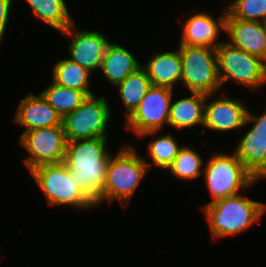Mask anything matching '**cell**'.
I'll list each match as a JSON object with an SVG mask.
<instances>
[{
	"label": "cell",
	"instance_id": "ffe728a7",
	"mask_svg": "<svg viewBox=\"0 0 266 267\" xmlns=\"http://www.w3.org/2000/svg\"><path fill=\"white\" fill-rule=\"evenodd\" d=\"M33 15L58 32L65 31L73 22L65 0H24Z\"/></svg>",
	"mask_w": 266,
	"mask_h": 267
},
{
	"label": "cell",
	"instance_id": "d4e9b609",
	"mask_svg": "<svg viewBox=\"0 0 266 267\" xmlns=\"http://www.w3.org/2000/svg\"><path fill=\"white\" fill-rule=\"evenodd\" d=\"M183 145H179L171 133L160 135L149 142L148 155L152 163L145 160L148 168L154 164L157 168L167 170Z\"/></svg>",
	"mask_w": 266,
	"mask_h": 267
},
{
	"label": "cell",
	"instance_id": "5bb4252c",
	"mask_svg": "<svg viewBox=\"0 0 266 267\" xmlns=\"http://www.w3.org/2000/svg\"><path fill=\"white\" fill-rule=\"evenodd\" d=\"M223 16L213 17L207 12H200L187 18L182 27L179 45L217 48L223 42H218L221 31H226L227 9Z\"/></svg>",
	"mask_w": 266,
	"mask_h": 267
},
{
	"label": "cell",
	"instance_id": "ba28073f",
	"mask_svg": "<svg viewBox=\"0 0 266 267\" xmlns=\"http://www.w3.org/2000/svg\"><path fill=\"white\" fill-rule=\"evenodd\" d=\"M108 100L101 95L88 96L73 112L62 119L67 142L93 138H108L107 125L110 118Z\"/></svg>",
	"mask_w": 266,
	"mask_h": 267
},
{
	"label": "cell",
	"instance_id": "9c48e42d",
	"mask_svg": "<svg viewBox=\"0 0 266 267\" xmlns=\"http://www.w3.org/2000/svg\"><path fill=\"white\" fill-rule=\"evenodd\" d=\"M173 97V89L152 85L127 118L125 128L139 139L155 136L164 125L168 126Z\"/></svg>",
	"mask_w": 266,
	"mask_h": 267
},
{
	"label": "cell",
	"instance_id": "6da1fadb",
	"mask_svg": "<svg viewBox=\"0 0 266 267\" xmlns=\"http://www.w3.org/2000/svg\"><path fill=\"white\" fill-rule=\"evenodd\" d=\"M107 138L67 142L63 163L69 168L76 185L96 204H102V194L109 161L113 154L106 148Z\"/></svg>",
	"mask_w": 266,
	"mask_h": 267
},
{
	"label": "cell",
	"instance_id": "83f0119b",
	"mask_svg": "<svg viewBox=\"0 0 266 267\" xmlns=\"http://www.w3.org/2000/svg\"><path fill=\"white\" fill-rule=\"evenodd\" d=\"M262 25L264 27V30L266 31V16L265 18L262 20Z\"/></svg>",
	"mask_w": 266,
	"mask_h": 267
},
{
	"label": "cell",
	"instance_id": "4fadbf2b",
	"mask_svg": "<svg viewBox=\"0 0 266 267\" xmlns=\"http://www.w3.org/2000/svg\"><path fill=\"white\" fill-rule=\"evenodd\" d=\"M76 29L73 22L65 31L64 36L71 38L68 46L70 60L86 68L90 72L100 69L103 56L110 41L103 33Z\"/></svg>",
	"mask_w": 266,
	"mask_h": 267
},
{
	"label": "cell",
	"instance_id": "ac0fdd59",
	"mask_svg": "<svg viewBox=\"0 0 266 267\" xmlns=\"http://www.w3.org/2000/svg\"><path fill=\"white\" fill-rule=\"evenodd\" d=\"M141 63L126 48L109 43L103 56L100 70L113 86L123 82L130 74L141 67Z\"/></svg>",
	"mask_w": 266,
	"mask_h": 267
},
{
	"label": "cell",
	"instance_id": "30bf717a",
	"mask_svg": "<svg viewBox=\"0 0 266 267\" xmlns=\"http://www.w3.org/2000/svg\"><path fill=\"white\" fill-rule=\"evenodd\" d=\"M18 142L29 153L23 162L29 171L41 165L64 161L67 140L63 125L22 132Z\"/></svg>",
	"mask_w": 266,
	"mask_h": 267
},
{
	"label": "cell",
	"instance_id": "484cf974",
	"mask_svg": "<svg viewBox=\"0 0 266 267\" xmlns=\"http://www.w3.org/2000/svg\"><path fill=\"white\" fill-rule=\"evenodd\" d=\"M226 9L234 19L262 22L266 16V0H234Z\"/></svg>",
	"mask_w": 266,
	"mask_h": 267
},
{
	"label": "cell",
	"instance_id": "5b68a950",
	"mask_svg": "<svg viewBox=\"0 0 266 267\" xmlns=\"http://www.w3.org/2000/svg\"><path fill=\"white\" fill-rule=\"evenodd\" d=\"M204 181L213 203L228 196L237 195L259 181L238 159L235 153H213L205 164Z\"/></svg>",
	"mask_w": 266,
	"mask_h": 267
},
{
	"label": "cell",
	"instance_id": "cb8c5ba5",
	"mask_svg": "<svg viewBox=\"0 0 266 267\" xmlns=\"http://www.w3.org/2000/svg\"><path fill=\"white\" fill-rule=\"evenodd\" d=\"M166 171L183 181H192L203 175L204 161L197 151L183 145Z\"/></svg>",
	"mask_w": 266,
	"mask_h": 267
},
{
	"label": "cell",
	"instance_id": "2e32d148",
	"mask_svg": "<svg viewBox=\"0 0 266 267\" xmlns=\"http://www.w3.org/2000/svg\"><path fill=\"white\" fill-rule=\"evenodd\" d=\"M13 121L25 128L23 132L62 125V117L47 102L43 95L41 93L35 95L31 92L19 102Z\"/></svg>",
	"mask_w": 266,
	"mask_h": 267
},
{
	"label": "cell",
	"instance_id": "52a82bcc",
	"mask_svg": "<svg viewBox=\"0 0 266 267\" xmlns=\"http://www.w3.org/2000/svg\"><path fill=\"white\" fill-rule=\"evenodd\" d=\"M216 54L221 86L232 80L254 91L266 83V63L260 58L226 41L216 48Z\"/></svg>",
	"mask_w": 266,
	"mask_h": 267
},
{
	"label": "cell",
	"instance_id": "4316f807",
	"mask_svg": "<svg viewBox=\"0 0 266 267\" xmlns=\"http://www.w3.org/2000/svg\"><path fill=\"white\" fill-rule=\"evenodd\" d=\"M13 0H0V42L4 36Z\"/></svg>",
	"mask_w": 266,
	"mask_h": 267
},
{
	"label": "cell",
	"instance_id": "603a6c76",
	"mask_svg": "<svg viewBox=\"0 0 266 267\" xmlns=\"http://www.w3.org/2000/svg\"><path fill=\"white\" fill-rule=\"evenodd\" d=\"M41 94L62 119L78 108L88 97L83 91L63 87L53 81Z\"/></svg>",
	"mask_w": 266,
	"mask_h": 267
},
{
	"label": "cell",
	"instance_id": "7402d4cb",
	"mask_svg": "<svg viewBox=\"0 0 266 267\" xmlns=\"http://www.w3.org/2000/svg\"><path fill=\"white\" fill-rule=\"evenodd\" d=\"M53 82L60 86L83 91L88 96L94 95L90 87V75L92 74L86 68L70 59L56 61L52 68Z\"/></svg>",
	"mask_w": 266,
	"mask_h": 267
},
{
	"label": "cell",
	"instance_id": "7a4b0ae2",
	"mask_svg": "<svg viewBox=\"0 0 266 267\" xmlns=\"http://www.w3.org/2000/svg\"><path fill=\"white\" fill-rule=\"evenodd\" d=\"M212 238H223L246 231L266 212V204L251 200L242 193L203 205Z\"/></svg>",
	"mask_w": 266,
	"mask_h": 267
},
{
	"label": "cell",
	"instance_id": "7c38bea8",
	"mask_svg": "<svg viewBox=\"0 0 266 267\" xmlns=\"http://www.w3.org/2000/svg\"><path fill=\"white\" fill-rule=\"evenodd\" d=\"M214 95L216 96V94L206 95L204 129L201 130V133L203 134L205 129L226 132L245 127L244 123L249 108L242 102V99H231L223 94L215 98Z\"/></svg>",
	"mask_w": 266,
	"mask_h": 267
},
{
	"label": "cell",
	"instance_id": "d6986e66",
	"mask_svg": "<svg viewBox=\"0 0 266 267\" xmlns=\"http://www.w3.org/2000/svg\"><path fill=\"white\" fill-rule=\"evenodd\" d=\"M190 97L180 98L171 102L168 125L178 131L186 128L203 126L206 95L200 92H190Z\"/></svg>",
	"mask_w": 266,
	"mask_h": 267
},
{
	"label": "cell",
	"instance_id": "8992f818",
	"mask_svg": "<svg viewBox=\"0 0 266 267\" xmlns=\"http://www.w3.org/2000/svg\"><path fill=\"white\" fill-rule=\"evenodd\" d=\"M182 59V88L215 94L221 87L215 48L179 45Z\"/></svg>",
	"mask_w": 266,
	"mask_h": 267
},
{
	"label": "cell",
	"instance_id": "9a60e30c",
	"mask_svg": "<svg viewBox=\"0 0 266 267\" xmlns=\"http://www.w3.org/2000/svg\"><path fill=\"white\" fill-rule=\"evenodd\" d=\"M225 33L230 45L266 63V31L262 22L234 19L227 12Z\"/></svg>",
	"mask_w": 266,
	"mask_h": 267
},
{
	"label": "cell",
	"instance_id": "8fae6325",
	"mask_svg": "<svg viewBox=\"0 0 266 267\" xmlns=\"http://www.w3.org/2000/svg\"><path fill=\"white\" fill-rule=\"evenodd\" d=\"M252 123L233 152L257 180H260L266 178V110L256 116L248 109L244 124Z\"/></svg>",
	"mask_w": 266,
	"mask_h": 267
},
{
	"label": "cell",
	"instance_id": "277c9868",
	"mask_svg": "<svg viewBox=\"0 0 266 267\" xmlns=\"http://www.w3.org/2000/svg\"><path fill=\"white\" fill-rule=\"evenodd\" d=\"M30 174L44 193L49 206L69 205L80 210L97 208L83 189L76 185L63 162L38 166Z\"/></svg>",
	"mask_w": 266,
	"mask_h": 267
},
{
	"label": "cell",
	"instance_id": "e0dca14e",
	"mask_svg": "<svg viewBox=\"0 0 266 267\" xmlns=\"http://www.w3.org/2000/svg\"><path fill=\"white\" fill-rule=\"evenodd\" d=\"M147 64L142 65L151 84L174 90V85L181 82L182 59L179 49L176 51L156 52L150 55Z\"/></svg>",
	"mask_w": 266,
	"mask_h": 267
},
{
	"label": "cell",
	"instance_id": "44dd1931",
	"mask_svg": "<svg viewBox=\"0 0 266 267\" xmlns=\"http://www.w3.org/2000/svg\"><path fill=\"white\" fill-rule=\"evenodd\" d=\"M152 86L146 69L141 66L130 74L123 82L115 86L125 107V119H127Z\"/></svg>",
	"mask_w": 266,
	"mask_h": 267
},
{
	"label": "cell",
	"instance_id": "3957f363",
	"mask_svg": "<svg viewBox=\"0 0 266 267\" xmlns=\"http://www.w3.org/2000/svg\"><path fill=\"white\" fill-rule=\"evenodd\" d=\"M149 168L145 159L131 145H125L112 156L106 173L102 203L117 200L122 207L133 197Z\"/></svg>",
	"mask_w": 266,
	"mask_h": 267
}]
</instances>
